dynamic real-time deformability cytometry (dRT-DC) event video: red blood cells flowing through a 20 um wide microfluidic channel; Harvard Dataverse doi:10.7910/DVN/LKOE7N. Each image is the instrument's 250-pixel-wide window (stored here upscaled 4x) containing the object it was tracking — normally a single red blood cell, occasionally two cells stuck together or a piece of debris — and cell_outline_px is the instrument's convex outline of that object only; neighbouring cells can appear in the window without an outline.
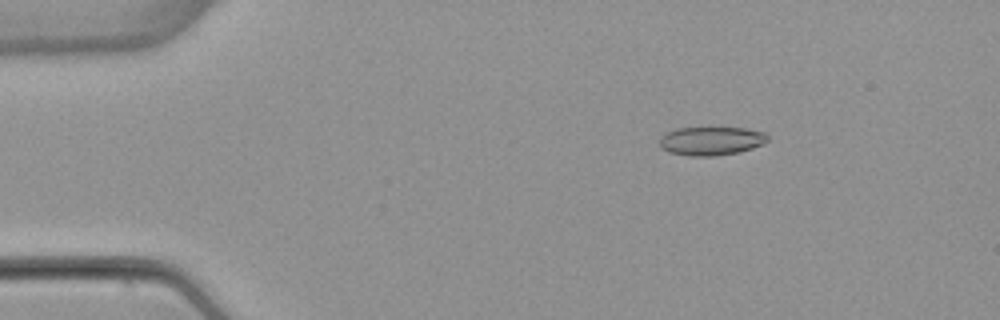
{"species": "common noctule bat (a hibernating species)", "species_latin": "Nyctalus noctula", "temperature_condition": "warm", "stored_images_in_passage": 45, "camera_frame_rate_fps": 3000, "um_per_image_px": 0.085, "animal": {"sex": "female", "body_mass_g": 22.7, "forearm_length_mm": 54.2}, "frame": {"image": 1, "passage_image": 1, "time_ms": 0.0, "image_size_px": [1000, 320], "cell_outline_px": [[768, 140], [764, 144], [752, 148], [736, 152], [716, 156], [688, 156], [668, 152], [660, 148], [660, 136], [664, 132], [676, 128], [744, 128], [764, 132], [768, 136]], "centroid_in_image_um": [60.4, 11.98], "position_along_channel_um": 24.6, "area_um2": 18.15}}
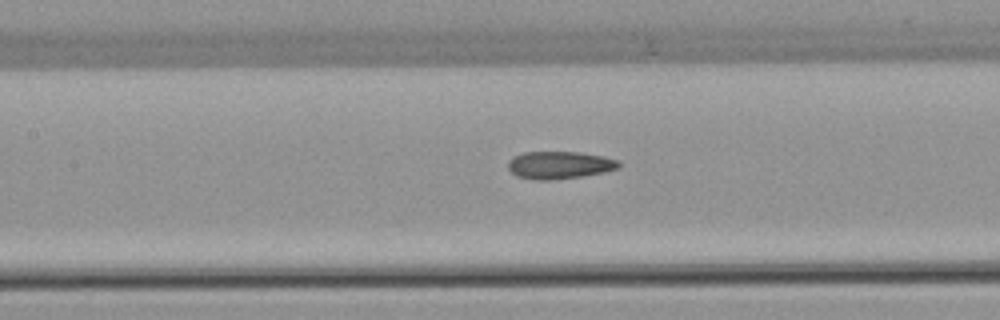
{"frame": {"image": 2, "passage_image": 17, "time_ms": 5.333, "image_size_px": [1000, 320], "cell_outline_px": [[620, 168], [604, 172], [580, 176], [552, 180], [532, 180], [516, 176], [508, 168], [508, 160], [512, 156], [524, 152], [580, 152], [604, 156], [620, 160]], "centroid_in_image_um": [47.55, 14.02], "position_along_channel_um": 159.8, "area_um2": 17.98}}
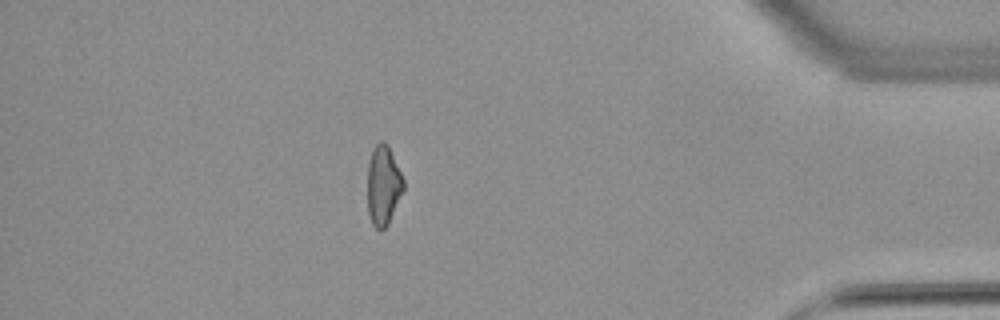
{"frame": {"image": 3, "passage_image": 39, "time_ms": 12.667, "image_size_px": [1000, 320], "cell_outline_px": [[404, 188], [388, 224], [380, 232], [372, 224], [368, 212], [368, 164], [372, 148], [380, 140], [384, 140], [388, 144], [404, 180]], "centroid_in_image_um": [32.57, 15.73], "position_along_channel_um": 402.6, "area_um2": 16.76}, "authors_computed_cell_mechanics": {"area_um2": 17.6868, "velocity_mm_per_s": 3.8981, "shape_relaxation_time_tau1_ms": null, "shape_relaxation_time_tau2_ms": 1.8587, "deformation_change_tau1": null, "deformation_change_tau2": 0.0914}}